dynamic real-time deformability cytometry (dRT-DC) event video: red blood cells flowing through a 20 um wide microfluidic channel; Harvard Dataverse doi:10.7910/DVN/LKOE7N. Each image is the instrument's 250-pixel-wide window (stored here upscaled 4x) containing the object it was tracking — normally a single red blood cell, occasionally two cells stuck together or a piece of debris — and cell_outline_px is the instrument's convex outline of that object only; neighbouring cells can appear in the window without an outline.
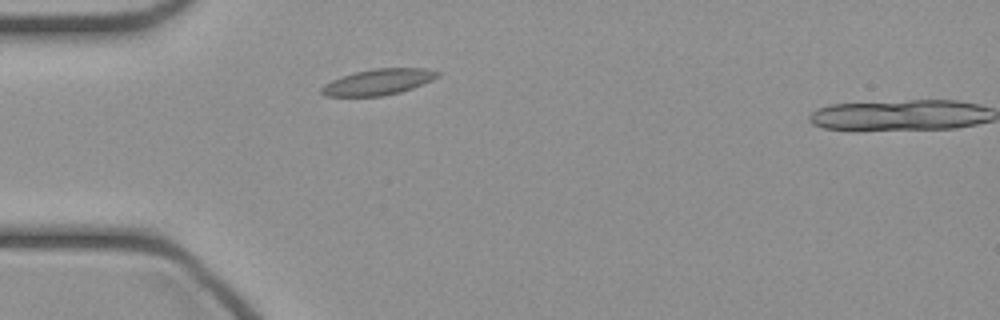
{"species": "common noctule bat (a hibernating species)", "species_latin": "Nyctalus noctula", "temperature_condition": "cold", "stored_images_in_passage": 2, "camera_frame_rate_fps": 3000, "um_per_image_px": 0.085, "animal": {"sex": "female", "body_mass_g": 21.9}, "frame": {"image": 1, "passage_image": 1, "time_ms": 0.0, "image_size_px": [1000, 320], "cell_outline_px": [[440, 76], [432, 80], [412, 88], [400, 92], [380, 96], [324, 96], [320, 92], [320, 88], [324, 84], [332, 80], [356, 72], [372, 68], [424, 68], [440, 72]], "centroid_in_image_um": [32.15, 6.96], "position_along_channel_um": 52.8, "area_um2": 17.46}}